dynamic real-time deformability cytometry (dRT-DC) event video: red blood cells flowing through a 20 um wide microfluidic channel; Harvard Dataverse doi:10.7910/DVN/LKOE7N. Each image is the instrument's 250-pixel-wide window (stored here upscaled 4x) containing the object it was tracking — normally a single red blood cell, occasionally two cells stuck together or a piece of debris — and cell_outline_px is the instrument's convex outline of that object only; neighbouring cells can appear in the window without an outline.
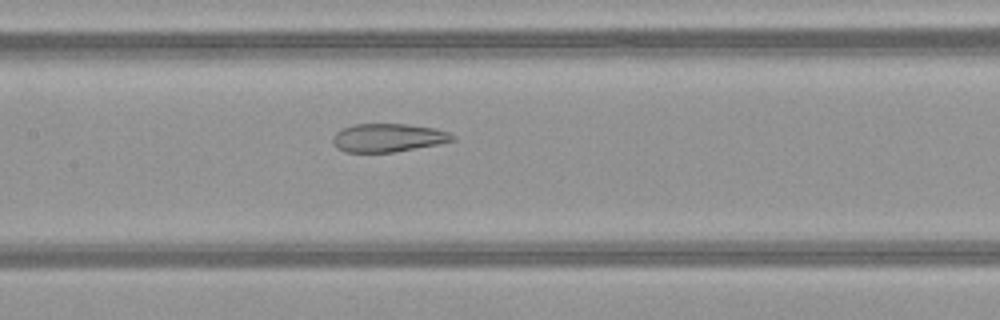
{"species": "common noctule bat (a hibernating species)", "species_latin": "Nyctalus noctula", "temperature_condition": "warm", "stored_images_in_passage": 44, "camera_frame_rate_fps": 3000, "um_per_image_px": 0.085, "animal": {"sex": "female", "body_mass_g": 21.9}, "frame": {"image": 1, "passage_image": 18, "time_ms": 5.667, "image_size_px": [1000, 320], "cell_outline_px": [[456, 140], [436, 144], [392, 152], [344, 152], [336, 148], [332, 144], [332, 136], [336, 132], [344, 128], [356, 124], [408, 124], [436, 128], [448, 132], [456, 136]], "centroid_in_image_um": [32.97, 11.7], "position_along_channel_um": 174.4, "area_um2": 19.77}}
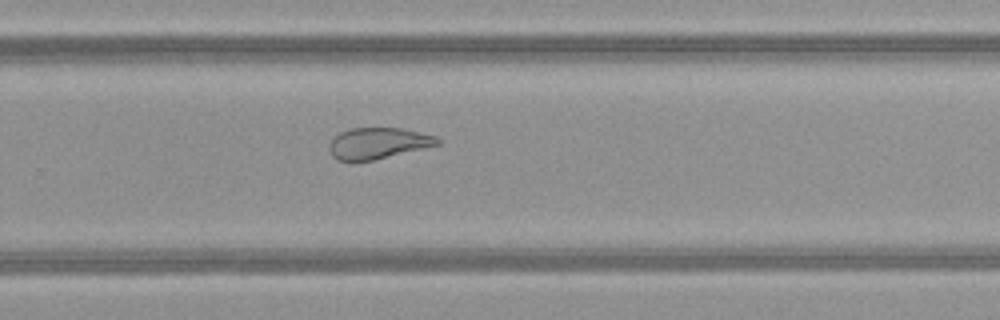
{"frame": {"image": 2, "passage_image": 27, "time_ms": 8.667, "image_size_px": [1000, 320], "cell_outline_px": [[440, 144], [424, 148], [372, 160], [336, 160], [332, 156], [328, 148], [328, 144], [340, 132], [352, 128], [404, 128], [436, 136], [440, 140]], "centroid_in_image_um": [32.13, 12.16], "position_along_channel_um": 297.7, "area_um2": 19.48}}
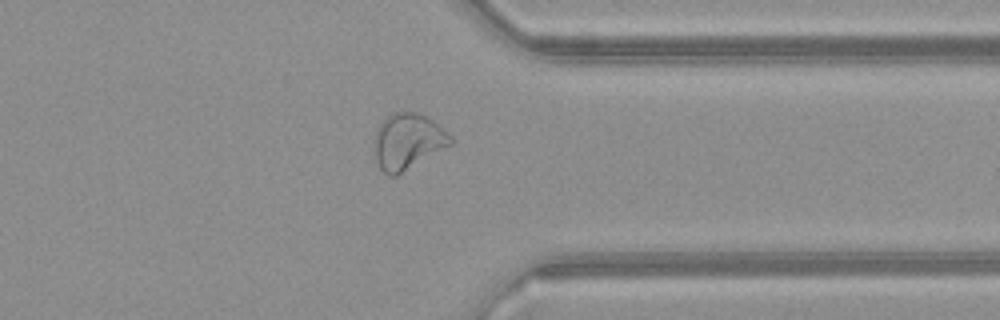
{"frame": {"image": 3, "passage_image": 33, "time_ms": 10.667, "image_size_px": [1000, 320], "cell_outline_px": [[452, 144], [396, 176], [388, 176], [380, 168], [376, 160], [372, 148], [376, 128], [384, 116], [396, 112], [416, 112], [432, 120], [452, 136]], "centroid_in_image_um": [34.6, 12.02], "position_along_channel_um": 376.8, "area_um2": 25.03}, "authors_computed_cell_mechanics": {"area_um2": 25.5765, "velocity_mm_per_s": 4.1211, "shape_relaxation_time_tau1_ms": null, "shape_relaxation_time_tau2_ms": 1.5523, "deformation_change_tau1": null, "deformation_change_tau2": 0.097}}